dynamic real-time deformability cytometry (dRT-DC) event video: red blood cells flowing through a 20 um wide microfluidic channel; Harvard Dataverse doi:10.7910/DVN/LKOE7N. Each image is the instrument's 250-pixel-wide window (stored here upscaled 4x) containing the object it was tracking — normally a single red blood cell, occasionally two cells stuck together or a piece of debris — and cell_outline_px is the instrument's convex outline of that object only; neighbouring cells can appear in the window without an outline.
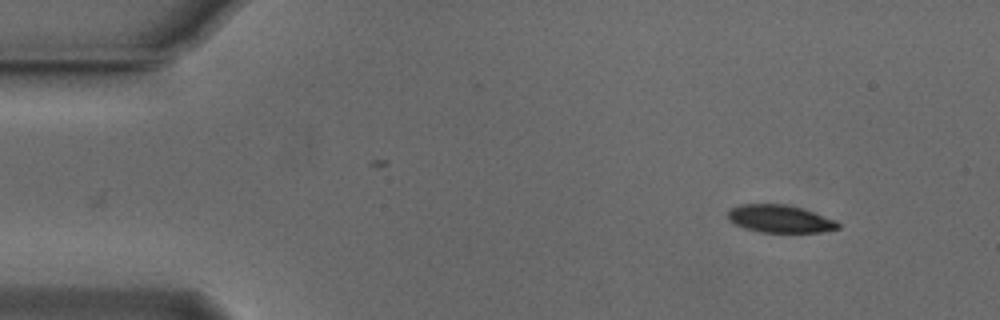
{"species": "Egyptian fruit bat (a non-hibernating species)", "species_latin": "Rousettus aegyptiacus", "temperature_condition": "cold", "stored_images_in_passage": 50, "camera_frame_rate_fps": 3000, "um_per_image_px": 0.085, "animal": {"sex": "male"}, "frame": {"image": 1, "passage_image": 1, "time_ms": 0.0, "image_size_px": [1000, 320], "cell_outline_px": [[840, 228], [820, 232], [760, 232], [744, 228], [728, 220], [728, 212], [732, 208], [740, 204], [788, 204], [804, 208], [836, 220], [840, 224]], "centroid_in_image_um": [66.32, 18.59], "position_along_channel_um": 18.7, "area_um2": 17.86}}
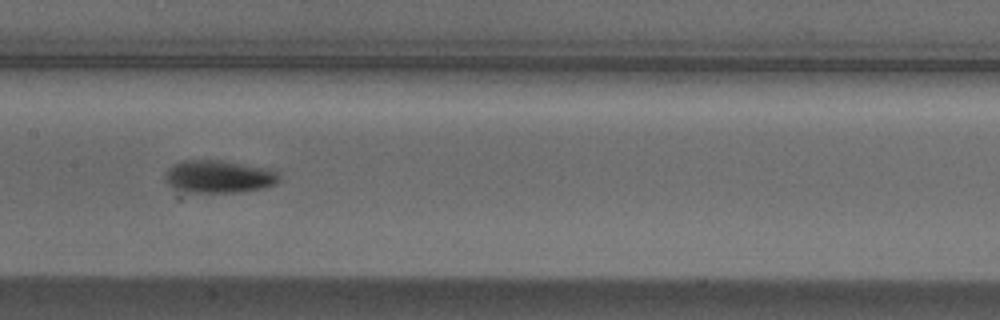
{"frame": {"image": 2, "passage_image": 22, "time_ms": 7.0, "image_size_px": [1000, 320], "cell_outline_px": [[280, 180], [276, 184], [264, 188], [240, 192], [188, 192], [172, 188], [164, 180], [164, 172], [172, 164], [184, 160], [220, 160], [272, 168], [280, 176]], "centroid_in_image_um": [18.6, 15.0], "position_along_channel_um": 188.8, "area_um2": 22.14}}
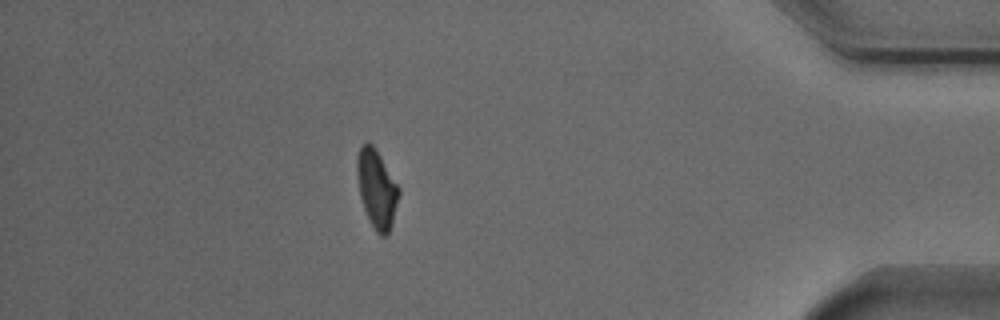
{"frame": {"image": 3, "passage_image": 43, "time_ms": 14.0, "image_size_px": [1000, 320], "cell_outline_px": [[400, 192], [392, 224], [388, 232], [384, 236], [380, 236], [376, 232], [364, 208], [360, 196], [356, 172], [356, 160], [360, 148], [364, 144], [372, 144], [380, 156], [400, 188]], "centroid_in_image_um": [32.02, 16.06], "position_along_channel_um": 403.2, "area_um2": 18.67}, "authors_computed_cell_mechanics": {"area_um2": 19.5364, "velocity_mm_per_s": 3.7428, "shape_relaxation_time_tau1_ms": 2.0761, "shape_relaxation_time_tau2_ms": 10.7725, "deformation_change_tau1": 0.1301, "deformation_change_tau2": 0.1616}}